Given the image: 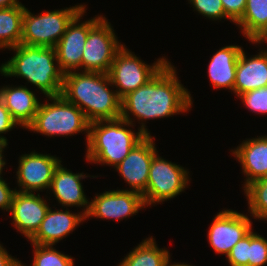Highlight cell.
Segmentation results:
<instances>
[{
	"label": "cell",
	"instance_id": "6da1fadb",
	"mask_svg": "<svg viewBox=\"0 0 267 266\" xmlns=\"http://www.w3.org/2000/svg\"><path fill=\"white\" fill-rule=\"evenodd\" d=\"M190 92L181 84L175 67L168 62L152 79L121 99V118L137 120L165 118L190 110ZM130 112V113H129Z\"/></svg>",
	"mask_w": 267,
	"mask_h": 266
},
{
	"label": "cell",
	"instance_id": "7a4b0ae2",
	"mask_svg": "<svg viewBox=\"0 0 267 266\" xmlns=\"http://www.w3.org/2000/svg\"><path fill=\"white\" fill-rule=\"evenodd\" d=\"M111 79L107 73L74 71L64 74L61 95L75 104L91 123L121 117V98L110 90Z\"/></svg>",
	"mask_w": 267,
	"mask_h": 266
},
{
	"label": "cell",
	"instance_id": "3957f363",
	"mask_svg": "<svg viewBox=\"0 0 267 266\" xmlns=\"http://www.w3.org/2000/svg\"><path fill=\"white\" fill-rule=\"evenodd\" d=\"M9 50L16 54L0 66L2 75L27 80L45 97L61 95L64 73L59 67L55 48L19 44Z\"/></svg>",
	"mask_w": 267,
	"mask_h": 266
},
{
	"label": "cell",
	"instance_id": "277c9868",
	"mask_svg": "<svg viewBox=\"0 0 267 266\" xmlns=\"http://www.w3.org/2000/svg\"><path fill=\"white\" fill-rule=\"evenodd\" d=\"M124 125V126H123ZM134 126L123 118L99 120L89 124L86 160L90 163L117 166L146 135H150L141 122L138 132L127 129Z\"/></svg>",
	"mask_w": 267,
	"mask_h": 266
},
{
	"label": "cell",
	"instance_id": "5b68a950",
	"mask_svg": "<svg viewBox=\"0 0 267 266\" xmlns=\"http://www.w3.org/2000/svg\"><path fill=\"white\" fill-rule=\"evenodd\" d=\"M52 103H40L34 121L26 128L46 136H72L86 133L89 137V124L85 114L75 104L69 103L62 95L47 96Z\"/></svg>",
	"mask_w": 267,
	"mask_h": 266
},
{
	"label": "cell",
	"instance_id": "8992f818",
	"mask_svg": "<svg viewBox=\"0 0 267 266\" xmlns=\"http://www.w3.org/2000/svg\"><path fill=\"white\" fill-rule=\"evenodd\" d=\"M86 6L47 11L38 15L32 14L26 7L23 15L21 44L55 48L67 25Z\"/></svg>",
	"mask_w": 267,
	"mask_h": 266
},
{
	"label": "cell",
	"instance_id": "52a82bcc",
	"mask_svg": "<svg viewBox=\"0 0 267 266\" xmlns=\"http://www.w3.org/2000/svg\"><path fill=\"white\" fill-rule=\"evenodd\" d=\"M133 53L124 45L115 55L108 73L121 99L129 92L145 85L169 62L162 57L152 65H148Z\"/></svg>",
	"mask_w": 267,
	"mask_h": 266
},
{
	"label": "cell",
	"instance_id": "ba28073f",
	"mask_svg": "<svg viewBox=\"0 0 267 266\" xmlns=\"http://www.w3.org/2000/svg\"><path fill=\"white\" fill-rule=\"evenodd\" d=\"M189 171L184 167L166 161L158 155L151 161L148 183L142 193L145 206L160 203L181 194L188 188Z\"/></svg>",
	"mask_w": 267,
	"mask_h": 266
},
{
	"label": "cell",
	"instance_id": "9c48e42d",
	"mask_svg": "<svg viewBox=\"0 0 267 266\" xmlns=\"http://www.w3.org/2000/svg\"><path fill=\"white\" fill-rule=\"evenodd\" d=\"M123 46L110 22L102 17L89 30L82 55L83 71L108 74L115 55Z\"/></svg>",
	"mask_w": 267,
	"mask_h": 266
},
{
	"label": "cell",
	"instance_id": "30bf717a",
	"mask_svg": "<svg viewBox=\"0 0 267 266\" xmlns=\"http://www.w3.org/2000/svg\"><path fill=\"white\" fill-rule=\"evenodd\" d=\"M85 12L84 8L72 19L55 47L59 67L64 74L79 71L80 68L83 71L82 55L89 30L103 17L100 15L80 23Z\"/></svg>",
	"mask_w": 267,
	"mask_h": 266
},
{
	"label": "cell",
	"instance_id": "8fae6325",
	"mask_svg": "<svg viewBox=\"0 0 267 266\" xmlns=\"http://www.w3.org/2000/svg\"><path fill=\"white\" fill-rule=\"evenodd\" d=\"M251 230H253L252 222L248 216L231 209H224L215 215L209 227V244L217 254H224L227 257L232 247Z\"/></svg>",
	"mask_w": 267,
	"mask_h": 266
},
{
	"label": "cell",
	"instance_id": "7c38bea8",
	"mask_svg": "<svg viewBox=\"0 0 267 266\" xmlns=\"http://www.w3.org/2000/svg\"><path fill=\"white\" fill-rule=\"evenodd\" d=\"M145 204L141 193L127 190H109L97 194L90 201L86 219L96 217L100 219L121 220L133 216L144 209Z\"/></svg>",
	"mask_w": 267,
	"mask_h": 266
},
{
	"label": "cell",
	"instance_id": "4fadbf2b",
	"mask_svg": "<svg viewBox=\"0 0 267 266\" xmlns=\"http://www.w3.org/2000/svg\"><path fill=\"white\" fill-rule=\"evenodd\" d=\"M61 160L50 154H40L30 152L19 157V166L17 175V184L21 189L19 192L35 193L40 190L47 191L51 187L53 174Z\"/></svg>",
	"mask_w": 267,
	"mask_h": 266
},
{
	"label": "cell",
	"instance_id": "5bb4252c",
	"mask_svg": "<svg viewBox=\"0 0 267 266\" xmlns=\"http://www.w3.org/2000/svg\"><path fill=\"white\" fill-rule=\"evenodd\" d=\"M154 137L146 135L114 168L131 187V191L143 193L147 188L153 157L158 153Z\"/></svg>",
	"mask_w": 267,
	"mask_h": 266
},
{
	"label": "cell",
	"instance_id": "9a60e30c",
	"mask_svg": "<svg viewBox=\"0 0 267 266\" xmlns=\"http://www.w3.org/2000/svg\"><path fill=\"white\" fill-rule=\"evenodd\" d=\"M47 201L31 192L15 191L10 215L13 225L28 241L36 234L49 209Z\"/></svg>",
	"mask_w": 267,
	"mask_h": 266
},
{
	"label": "cell",
	"instance_id": "2e32d148",
	"mask_svg": "<svg viewBox=\"0 0 267 266\" xmlns=\"http://www.w3.org/2000/svg\"><path fill=\"white\" fill-rule=\"evenodd\" d=\"M86 220L82 212L74 214L68 210L48 209L45 218L36 234L30 239L31 243L39 245H55L73 232L79 224Z\"/></svg>",
	"mask_w": 267,
	"mask_h": 266
},
{
	"label": "cell",
	"instance_id": "e0dca14e",
	"mask_svg": "<svg viewBox=\"0 0 267 266\" xmlns=\"http://www.w3.org/2000/svg\"><path fill=\"white\" fill-rule=\"evenodd\" d=\"M88 176L84 173H73L60 164L56 167L50 187V192L53 191L54 197L58 202L66 208L76 206L83 207L82 213L86 216L89 211L90 202L84 194L81 179ZM86 207V208H85Z\"/></svg>",
	"mask_w": 267,
	"mask_h": 266
},
{
	"label": "cell",
	"instance_id": "ac0fdd59",
	"mask_svg": "<svg viewBox=\"0 0 267 266\" xmlns=\"http://www.w3.org/2000/svg\"><path fill=\"white\" fill-rule=\"evenodd\" d=\"M246 176L244 187L261 178H267V135L246 139L231 150Z\"/></svg>",
	"mask_w": 267,
	"mask_h": 266
},
{
	"label": "cell",
	"instance_id": "d6986e66",
	"mask_svg": "<svg viewBox=\"0 0 267 266\" xmlns=\"http://www.w3.org/2000/svg\"><path fill=\"white\" fill-rule=\"evenodd\" d=\"M267 86V49L248 58L242 49L236 66L234 93L238 97L245 92Z\"/></svg>",
	"mask_w": 267,
	"mask_h": 266
},
{
	"label": "cell",
	"instance_id": "ffe728a7",
	"mask_svg": "<svg viewBox=\"0 0 267 266\" xmlns=\"http://www.w3.org/2000/svg\"><path fill=\"white\" fill-rule=\"evenodd\" d=\"M0 99L18 126L26 129L34 121L40 102L26 86H3Z\"/></svg>",
	"mask_w": 267,
	"mask_h": 266
},
{
	"label": "cell",
	"instance_id": "44dd1931",
	"mask_svg": "<svg viewBox=\"0 0 267 266\" xmlns=\"http://www.w3.org/2000/svg\"><path fill=\"white\" fill-rule=\"evenodd\" d=\"M242 47L229 45L219 49L211 58L208 75L216 89H229L234 92L236 66Z\"/></svg>",
	"mask_w": 267,
	"mask_h": 266
},
{
	"label": "cell",
	"instance_id": "7402d4cb",
	"mask_svg": "<svg viewBox=\"0 0 267 266\" xmlns=\"http://www.w3.org/2000/svg\"><path fill=\"white\" fill-rule=\"evenodd\" d=\"M252 44L267 38V0H246L244 15L236 23Z\"/></svg>",
	"mask_w": 267,
	"mask_h": 266
},
{
	"label": "cell",
	"instance_id": "603a6c76",
	"mask_svg": "<svg viewBox=\"0 0 267 266\" xmlns=\"http://www.w3.org/2000/svg\"><path fill=\"white\" fill-rule=\"evenodd\" d=\"M170 257L169 251L160 249L151 236L133 248L118 266H167L170 263Z\"/></svg>",
	"mask_w": 267,
	"mask_h": 266
},
{
	"label": "cell",
	"instance_id": "cb8c5ba5",
	"mask_svg": "<svg viewBox=\"0 0 267 266\" xmlns=\"http://www.w3.org/2000/svg\"><path fill=\"white\" fill-rule=\"evenodd\" d=\"M25 6L0 8V49L21 44Z\"/></svg>",
	"mask_w": 267,
	"mask_h": 266
},
{
	"label": "cell",
	"instance_id": "d4e9b609",
	"mask_svg": "<svg viewBox=\"0 0 267 266\" xmlns=\"http://www.w3.org/2000/svg\"><path fill=\"white\" fill-rule=\"evenodd\" d=\"M251 216L267 220V178L253 181L244 188Z\"/></svg>",
	"mask_w": 267,
	"mask_h": 266
},
{
	"label": "cell",
	"instance_id": "484cf974",
	"mask_svg": "<svg viewBox=\"0 0 267 266\" xmlns=\"http://www.w3.org/2000/svg\"><path fill=\"white\" fill-rule=\"evenodd\" d=\"M34 247L32 266H74V259L59 252L53 245H39L31 243ZM21 266H26L21 263Z\"/></svg>",
	"mask_w": 267,
	"mask_h": 266
},
{
	"label": "cell",
	"instance_id": "4316f807",
	"mask_svg": "<svg viewBox=\"0 0 267 266\" xmlns=\"http://www.w3.org/2000/svg\"><path fill=\"white\" fill-rule=\"evenodd\" d=\"M267 264V239L261 235L249 232L248 266H264Z\"/></svg>",
	"mask_w": 267,
	"mask_h": 266
},
{
	"label": "cell",
	"instance_id": "83f0119b",
	"mask_svg": "<svg viewBox=\"0 0 267 266\" xmlns=\"http://www.w3.org/2000/svg\"><path fill=\"white\" fill-rule=\"evenodd\" d=\"M242 103L256 114H267V86L240 94Z\"/></svg>",
	"mask_w": 267,
	"mask_h": 266
},
{
	"label": "cell",
	"instance_id": "f1b7e54d",
	"mask_svg": "<svg viewBox=\"0 0 267 266\" xmlns=\"http://www.w3.org/2000/svg\"><path fill=\"white\" fill-rule=\"evenodd\" d=\"M199 14L211 20L229 19L221 0H188Z\"/></svg>",
	"mask_w": 267,
	"mask_h": 266
},
{
	"label": "cell",
	"instance_id": "f546056e",
	"mask_svg": "<svg viewBox=\"0 0 267 266\" xmlns=\"http://www.w3.org/2000/svg\"><path fill=\"white\" fill-rule=\"evenodd\" d=\"M226 258L231 266H248L249 233L232 247Z\"/></svg>",
	"mask_w": 267,
	"mask_h": 266
},
{
	"label": "cell",
	"instance_id": "4dcf8cb0",
	"mask_svg": "<svg viewBox=\"0 0 267 266\" xmlns=\"http://www.w3.org/2000/svg\"><path fill=\"white\" fill-rule=\"evenodd\" d=\"M226 16L236 24L244 15L246 0H221Z\"/></svg>",
	"mask_w": 267,
	"mask_h": 266
},
{
	"label": "cell",
	"instance_id": "1f68e13d",
	"mask_svg": "<svg viewBox=\"0 0 267 266\" xmlns=\"http://www.w3.org/2000/svg\"><path fill=\"white\" fill-rule=\"evenodd\" d=\"M16 125H18V123L11 117L4 102L0 99V138L7 140V138L1 136V134L11 131Z\"/></svg>",
	"mask_w": 267,
	"mask_h": 266
},
{
	"label": "cell",
	"instance_id": "d6a6232c",
	"mask_svg": "<svg viewBox=\"0 0 267 266\" xmlns=\"http://www.w3.org/2000/svg\"><path fill=\"white\" fill-rule=\"evenodd\" d=\"M16 189L11 190L8 183L3 178H0V208L10 212L13 195Z\"/></svg>",
	"mask_w": 267,
	"mask_h": 266
},
{
	"label": "cell",
	"instance_id": "836d02e7",
	"mask_svg": "<svg viewBox=\"0 0 267 266\" xmlns=\"http://www.w3.org/2000/svg\"><path fill=\"white\" fill-rule=\"evenodd\" d=\"M0 266H21V261H18L8 254L6 248L0 244Z\"/></svg>",
	"mask_w": 267,
	"mask_h": 266
},
{
	"label": "cell",
	"instance_id": "e575fe53",
	"mask_svg": "<svg viewBox=\"0 0 267 266\" xmlns=\"http://www.w3.org/2000/svg\"><path fill=\"white\" fill-rule=\"evenodd\" d=\"M7 145H8L7 140H4V139H1L0 138V178H2L1 175H3L2 174V171L4 169L3 167L6 165V162L3 159L4 158L3 157L4 155H2V153L4 151V148L7 147Z\"/></svg>",
	"mask_w": 267,
	"mask_h": 266
},
{
	"label": "cell",
	"instance_id": "d590c367",
	"mask_svg": "<svg viewBox=\"0 0 267 266\" xmlns=\"http://www.w3.org/2000/svg\"><path fill=\"white\" fill-rule=\"evenodd\" d=\"M20 4L22 3L18 0H0V8H11Z\"/></svg>",
	"mask_w": 267,
	"mask_h": 266
},
{
	"label": "cell",
	"instance_id": "8d00e7d4",
	"mask_svg": "<svg viewBox=\"0 0 267 266\" xmlns=\"http://www.w3.org/2000/svg\"><path fill=\"white\" fill-rule=\"evenodd\" d=\"M167 266H192V265H189V264H184V263H173V264H168Z\"/></svg>",
	"mask_w": 267,
	"mask_h": 266
}]
</instances>
